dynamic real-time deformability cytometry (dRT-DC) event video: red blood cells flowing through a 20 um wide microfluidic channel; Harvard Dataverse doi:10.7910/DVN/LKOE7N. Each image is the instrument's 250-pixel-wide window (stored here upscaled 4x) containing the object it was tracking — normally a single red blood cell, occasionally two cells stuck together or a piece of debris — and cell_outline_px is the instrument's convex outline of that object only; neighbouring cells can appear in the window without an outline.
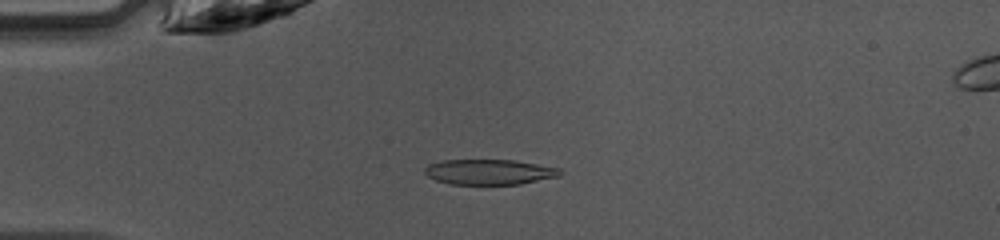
{"species": "common noctule bat (a hibernating species)", "species_latin": "Nyctalus noctula", "temperature_condition": "warm", "stored_images_in_passage": 36, "camera_frame_rate_fps": 3000, "um_per_image_px": 0.085, "animal": {"sex": "female", "body_mass_g": 10.0, "forearm_length_mm": 53.1}, "frame": {"image": 1, "passage_image": 1, "time_ms": 0.0, "image_size_px": [1000, 240], "cell_outline_px": [[564, 172], [560, 176], [520, 184], [452, 184], [436, 180], [428, 176], [424, 172], [424, 168], [428, 164], [444, 160], [516, 160], [560, 168]], "centroid_in_image_um": [41.62, 14.61], "position_along_channel_um": 43.4, "area_um2": 20.0}}
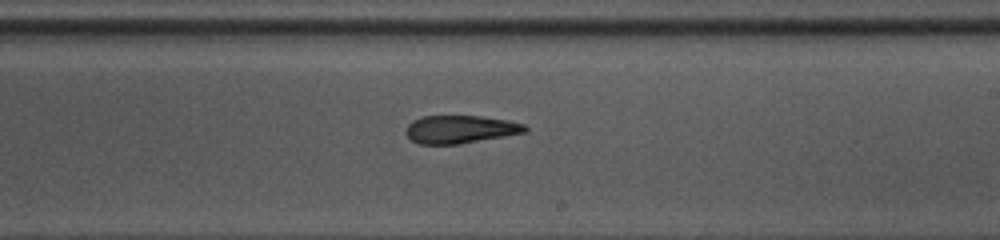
{"frame": {"image": 2, "passage_image": 17, "time_ms": 5.333, "image_size_px": [1000, 240], "cell_outline_px": [[528, 132], [456, 144], [420, 144], [412, 140], [404, 132], [408, 124], [412, 120], [420, 116], [480, 116], [508, 120], [524, 124], [528, 128]], "centroid_in_image_um": [39.11, 10.98], "position_along_channel_um": 249.9, "area_um2": 19.36}}
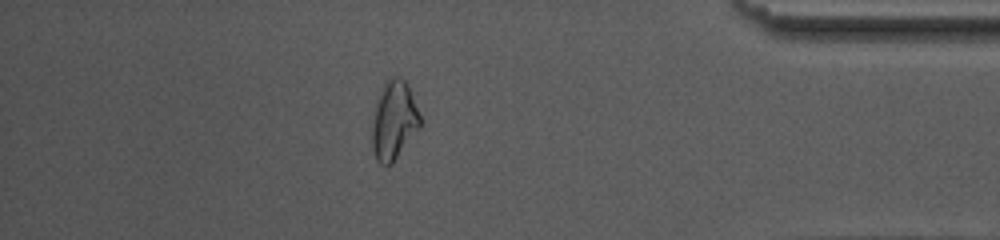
{"frame": {"image": 3, "passage_image": 30, "time_ms": 9.667, "image_size_px": [1000, 240], "cell_outline_px": [[420, 128], [392, 164], [380, 164], [376, 160], [372, 148], [372, 128], [376, 100], [384, 80], [392, 76], [400, 76], [408, 84], [420, 116]], "centroid_in_image_um": [33.47, 10.21], "position_along_channel_um": 401.7, "area_um2": 22.2}, "authors_computed_cell_mechanics": {"area_um2": 20.9236, "velocity_mm_per_s": 4.2403, "shape_relaxation_time_tau1_ms": 5.934, "shape_relaxation_time_tau2_ms": 8.8206, "deformation_change_tau1": 0.1787, "deformation_change_tau2": 0.1666}}